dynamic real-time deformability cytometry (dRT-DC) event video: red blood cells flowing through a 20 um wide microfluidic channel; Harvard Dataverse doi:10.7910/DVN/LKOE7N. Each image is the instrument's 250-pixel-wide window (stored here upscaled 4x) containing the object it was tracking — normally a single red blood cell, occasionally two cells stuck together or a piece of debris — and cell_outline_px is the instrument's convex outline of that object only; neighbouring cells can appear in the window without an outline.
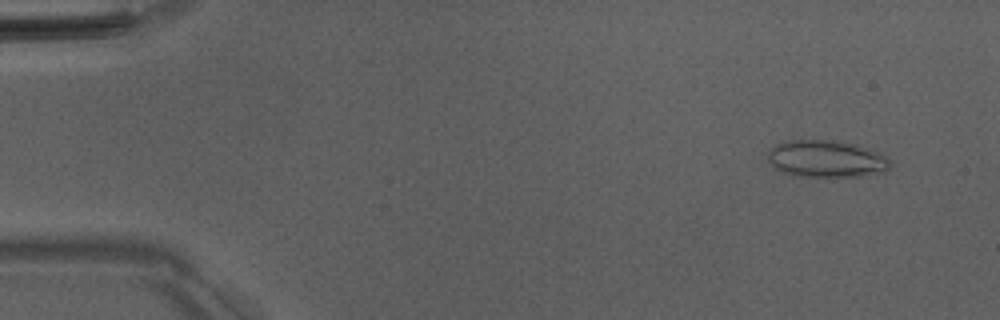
{"species": "Egyptian fruit bat (a non-hibernating species)", "species_latin": "Rousettus aegyptiacus", "temperature_condition": "room temperature", "stored_images_in_passage": 49, "camera_frame_rate_fps": 3000, "um_per_image_px": 0.085, "animal": {"sex": "male"}, "frame": {"image": 1, "passage_image": 2, "time_ms": 0.333, "image_size_px": [1000, 320], "cell_outline_px": [[892, 164], [888, 172], [860, 176], [828, 180], [796, 176], [784, 172], [776, 168], [768, 160], [768, 152], [776, 144], [788, 140], [832, 140], [852, 144], [868, 148], [888, 156]], "centroid_in_image_um": [70.3, 13.56], "position_along_channel_um": 14.7, "area_um2": 27.4}}
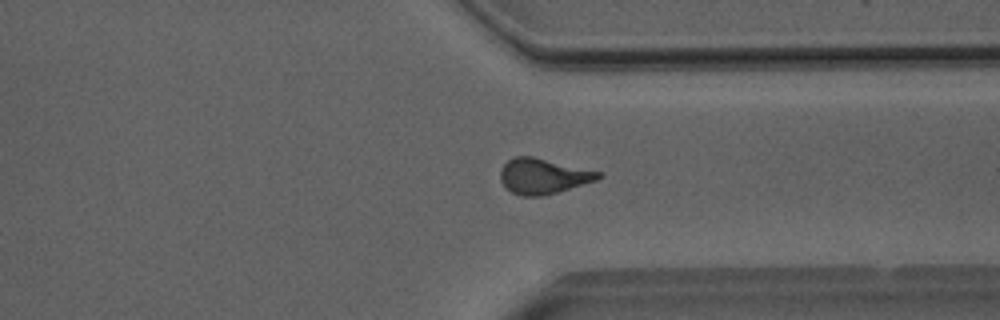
{"frame": {"image": 2, "passage_image": 37, "time_ms": 12.0, "image_size_px": [1000, 320], "cell_outline_px": [[600, 176], [596, 180], [556, 192], [540, 196], [520, 196], [504, 188], [500, 180], [500, 168], [512, 156], [532, 156], [600, 172]], "centroid_in_image_um": [46.07, 14.97], "position_along_channel_um": 365.3, "area_um2": 20.0}}
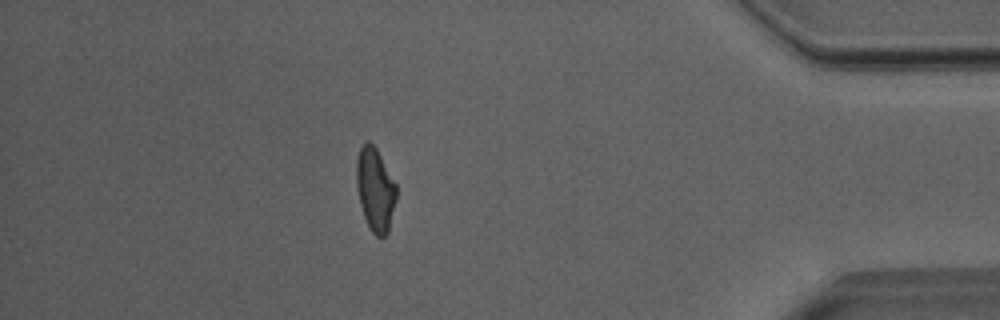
{"frame": {"image": 3, "passage_image": 43, "time_ms": 14.0, "image_size_px": [1000, 320], "cell_outline_px": [[396, 200], [388, 232], [384, 236], [376, 236], [368, 228], [360, 204], [356, 184], [356, 160], [360, 148], [364, 140], [368, 140], [376, 148], [396, 184]], "centroid_in_image_um": [31.88, 16.1], "position_along_channel_um": 403.3, "area_um2": 19.42}, "authors_computed_cell_mechanics": {"area_um2": 20.23, "velocity_mm_per_s": 4.0254, "shape_relaxation_time_tau1_ms": 9.0797, "shape_relaxation_time_tau2_ms": 1.8502, "deformation_change_tau1": 0.2, "deformation_change_tau2": 0.0865}}